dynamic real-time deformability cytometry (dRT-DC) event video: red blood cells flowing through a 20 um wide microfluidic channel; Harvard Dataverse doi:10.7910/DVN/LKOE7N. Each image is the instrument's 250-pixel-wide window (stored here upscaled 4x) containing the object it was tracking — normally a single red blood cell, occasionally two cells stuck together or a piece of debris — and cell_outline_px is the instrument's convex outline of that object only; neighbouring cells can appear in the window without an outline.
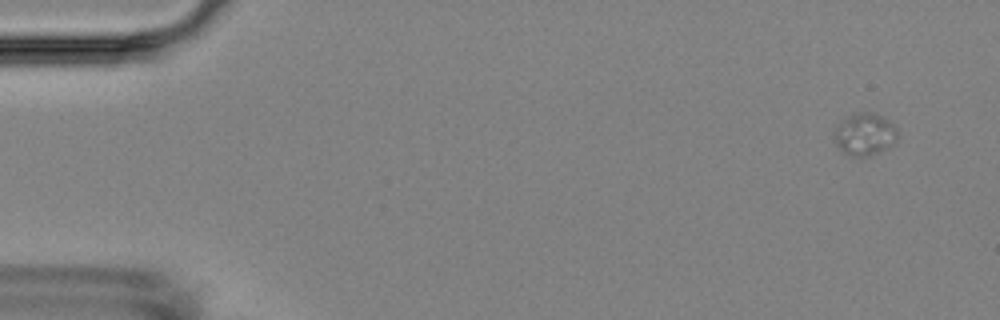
{"species": "Egyptian fruit bat (a non-hibernating species)", "species_latin": "Rousettus aegyptiacus", "temperature_condition": "room temperature", "stored_images_in_passage": 4, "camera_frame_rate_fps": 3000, "um_per_image_px": 0.085, "animal": {"sex": "female"}, "frame": {"image": 1, "passage_image": 1, "time_ms": 0.0, "image_size_px": [1000, 320], "cell_outline_px": [[896, 140], [888, 148], [880, 152], [868, 156], [852, 156], [844, 152], [840, 148], [836, 140], [836, 128], [848, 116], [856, 112], [872, 112], [884, 116], [896, 128]], "centroid_in_image_um": [73.55, 11.4], "position_along_channel_um": 11.5, "area_um2": 15.2}}